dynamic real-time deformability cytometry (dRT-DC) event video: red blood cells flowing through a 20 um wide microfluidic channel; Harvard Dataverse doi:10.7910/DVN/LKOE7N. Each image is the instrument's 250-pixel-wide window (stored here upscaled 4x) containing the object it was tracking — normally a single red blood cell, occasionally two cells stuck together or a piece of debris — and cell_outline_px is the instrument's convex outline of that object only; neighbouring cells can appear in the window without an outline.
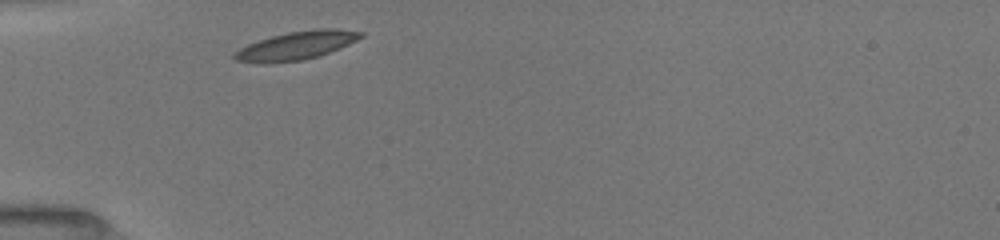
{"species": "common noctule bat (a hibernating species)", "species_latin": "Nyctalus noctula", "temperature_condition": "room temperature", "stored_images_in_passage": 2, "camera_frame_rate_fps": 3000, "um_per_image_px": 0.085, "animal": {"sex": "female", "body_mass_g": 19.5, "forearm_length_mm": 54.1}, "frame": {"image": 1, "passage_image": 1, "time_ms": 0.0, "image_size_px": [1000, 240], "cell_outline_px": [[364, 36], [340, 48], [320, 56], [300, 60], [260, 64], [236, 60], [232, 56], [232, 52], [248, 44], [272, 36], [288, 32], [316, 28], [332, 28], [364, 32]], "centroid_in_image_um": [25.18, 3.87], "position_along_channel_um": 59.8, "area_um2": 20.87}}